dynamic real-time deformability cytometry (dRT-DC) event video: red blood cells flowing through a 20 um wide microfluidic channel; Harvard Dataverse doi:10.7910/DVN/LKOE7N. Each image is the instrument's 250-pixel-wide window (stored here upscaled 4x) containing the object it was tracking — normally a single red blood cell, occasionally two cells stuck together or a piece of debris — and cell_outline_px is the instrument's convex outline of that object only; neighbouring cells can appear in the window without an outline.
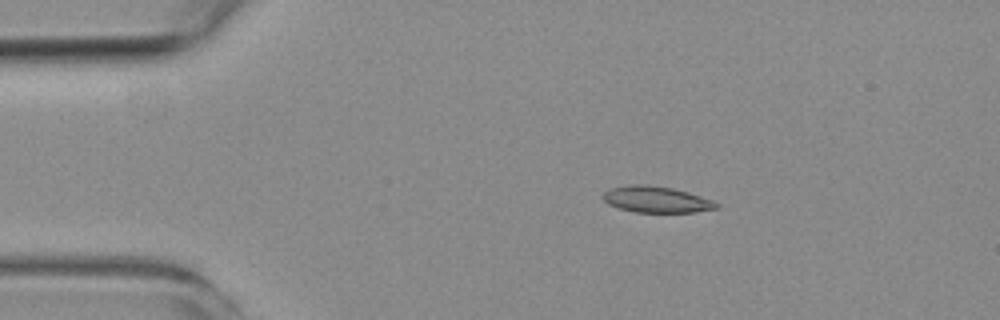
{"species": "common noctule bat (a hibernating species)", "species_latin": "Nyctalus noctula", "temperature_condition": "room temperature", "stored_images_in_passage": 4, "camera_frame_rate_fps": 3000, "um_per_image_px": 0.085, "animal": {"sex": "female", "body_mass_g": 19.3, "forearm_length_mm": 54.1}, "frame": {"image": 1, "passage_image": 3, "time_ms": 2.0, "image_size_px": [1000, 320], "cell_outline_px": [[720, 208], [692, 212], [636, 212], [616, 208], [608, 204], [600, 196], [608, 188], [636, 184], [640, 184], [672, 188], [688, 192], [712, 200], [720, 204]], "centroid_in_image_um": [55.76, 16.96], "position_along_channel_um": 29.2, "area_um2": 17.4}}